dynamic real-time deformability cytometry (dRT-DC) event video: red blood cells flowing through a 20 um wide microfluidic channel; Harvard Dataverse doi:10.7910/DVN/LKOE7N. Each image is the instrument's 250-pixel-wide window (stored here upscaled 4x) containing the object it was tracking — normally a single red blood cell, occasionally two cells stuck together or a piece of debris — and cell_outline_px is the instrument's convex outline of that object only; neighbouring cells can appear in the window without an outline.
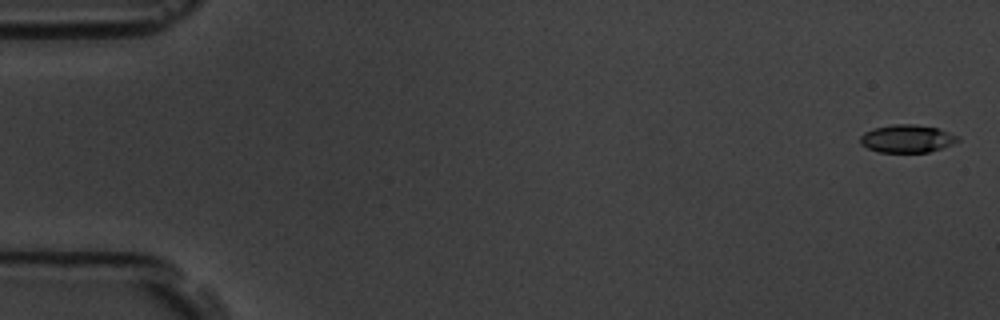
{"species": "common noctule bat (a hibernating species)", "species_latin": "Nyctalus noctula", "temperature_condition": "room temperature", "stored_images_in_passage": 5, "camera_frame_rate_fps": 3000, "um_per_image_px": 0.085, "animal": {"sex": "male", "body_mass_g": 19.5, "forearm_length_mm": 54.6}, "frame": {"image": 1, "passage_image": 1, "time_ms": 0.0, "image_size_px": [1000, 320], "cell_outline_px": [[960, 140], [944, 148], [928, 152], [880, 152], [868, 148], [860, 144], [860, 136], [864, 132], [872, 128], [892, 124], [912, 124], [936, 128], [960, 136]], "centroid_in_image_um": [77.09, 11.78], "position_along_channel_um": 7.9, "area_um2": 15.9}}
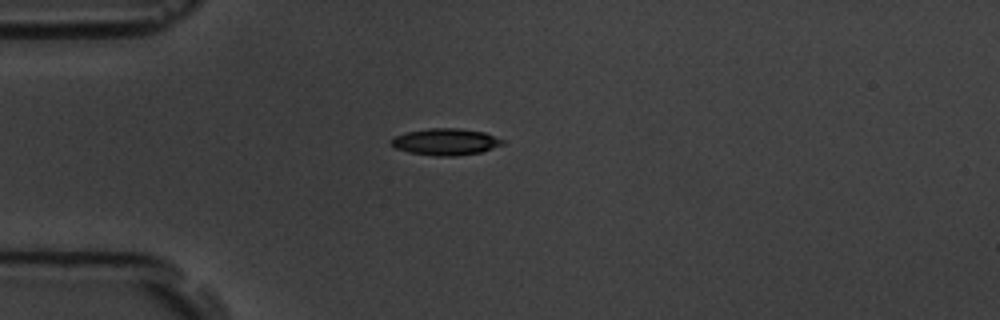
{"frame": {"image": 2, "passage_image": 5, "time_ms": 4.667, "image_size_px": [1000, 320], "cell_outline_px": [[504, 144], [480, 152], [456, 156], [436, 156], [408, 152], [396, 148], [392, 144], [392, 140], [396, 136], [408, 132], [428, 128], [460, 128], [484, 132], [504, 140]], "centroid_in_image_um": [37.91, 12.05], "position_along_channel_um": 47.1, "area_um2": 17.11}}